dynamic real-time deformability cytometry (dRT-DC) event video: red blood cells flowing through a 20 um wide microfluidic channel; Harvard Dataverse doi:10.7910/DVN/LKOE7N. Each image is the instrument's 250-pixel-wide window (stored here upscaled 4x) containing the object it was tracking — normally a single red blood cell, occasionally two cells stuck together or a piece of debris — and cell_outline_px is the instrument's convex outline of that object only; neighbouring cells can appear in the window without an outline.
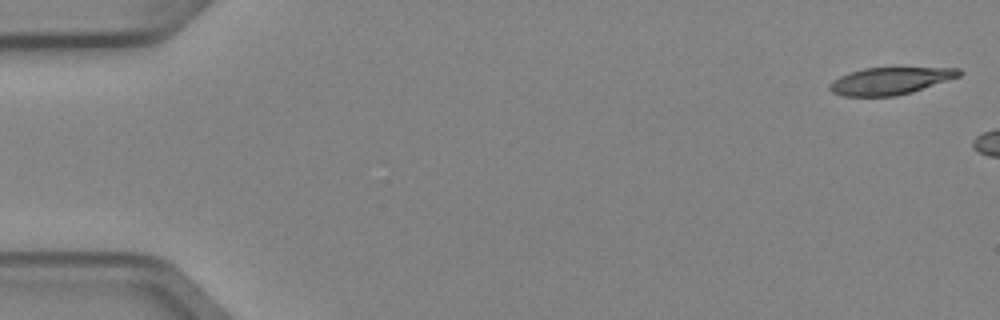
{"species": "Egyptian fruit bat (a non-hibernating species)", "species_latin": "Rousettus aegyptiacus", "temperature_condition": "cold", "stored_images_in_passage": 3, "camera_frame_rate_fps": 3000, "um_per_image_px": 0.085, "animal": {"sex": "female"}, "frame": {"image": 1, "passage_image": 1, "time_ms": 0.0, "image_size_px": [1000, 320], "cell_outline_px": [[964, 72], [960, 76], [912, 92], [896, 96], [844, 96], [832, 92], [828, 88], [828, 84], [832, 80], [848, 72], [864, 68], [960, 68]], "centroid_in_image_um": [75.64, 6.87], "position_along_channel_um": 9.4, "area_um2": 20.52}}